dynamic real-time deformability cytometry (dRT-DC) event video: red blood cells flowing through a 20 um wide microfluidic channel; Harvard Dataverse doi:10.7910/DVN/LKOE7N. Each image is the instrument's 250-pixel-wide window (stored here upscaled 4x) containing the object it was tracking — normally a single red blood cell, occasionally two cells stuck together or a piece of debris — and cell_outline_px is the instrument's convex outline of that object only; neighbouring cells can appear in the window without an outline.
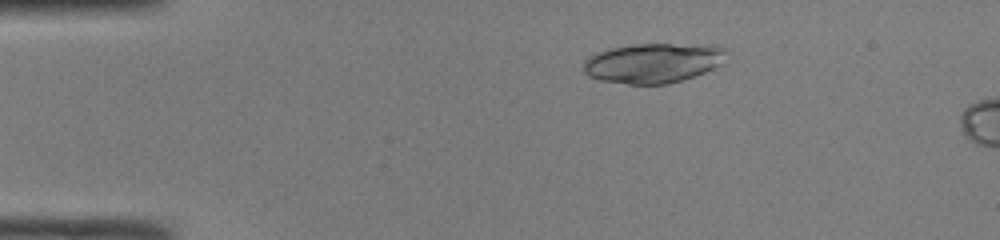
{"species": "common noctule bat (a hibernating species)", "species_latin": "Nyctalus noctula", "temperature_condition": "room temperature", "stored_images_in_passage": 5, "camera_frame_rate_fps": 3000, "um_per_image_px": 0.085, "animal": {"sex": "male", "body_mass_g": 19.0, "forearm_length_mm": 50.8}, "frame": {"image": 1, "passage_image": 1, "time_ms": 0.0, "image_size_px": [1000, 240], "cell_outline_px": [[724, 52], [720, 64], [704, 72], [684, 80], [668, 84], [628, 84], [600, 80], [588, 76], [584, 72], [584, 60], [588, 56], [612, 48], [632, 44], [716, 44], [724, 48]], "centroid_in_image_um": [55.5, 5.35], "position_along_channel_um": 29.5, "area_um2": 33.06}}